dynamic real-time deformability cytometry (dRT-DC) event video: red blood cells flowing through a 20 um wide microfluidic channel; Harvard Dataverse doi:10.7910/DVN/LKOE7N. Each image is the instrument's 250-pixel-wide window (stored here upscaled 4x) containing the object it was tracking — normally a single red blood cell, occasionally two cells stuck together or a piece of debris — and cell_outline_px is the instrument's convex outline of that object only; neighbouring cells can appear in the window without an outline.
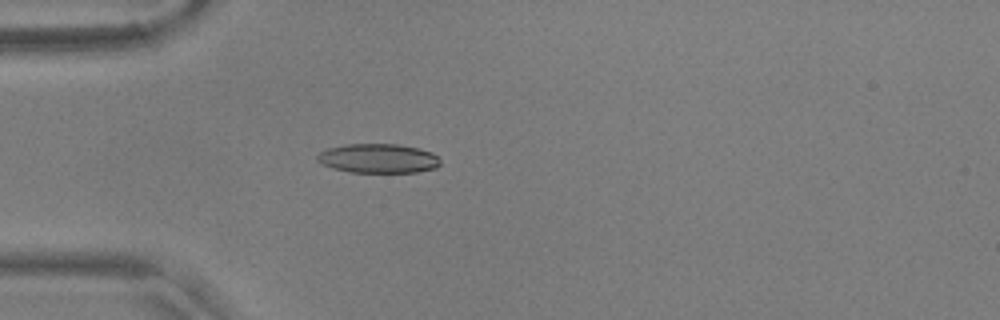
{"species": "common noctule bat (a hibernating species)", "species_latin": "Nyctalus noctula", "temperature_condition": "warm", "stored_images_in_passage": 55, "camera_frame_rate_fps": 3000, "um_per_image_px": 0.085, "animal": {"sex": "male", "body_mass_g": 17.9, "forearm_length_mm": 54.2}, "frame": {"image": 1, "passage_image": 16, "time_ms": 5.0, "image_size_px": [1000, 320], "cell_outline_px": [[440, 164], [436, 168], [416, 172], [352, 172], [332, 168], [316, 160], [316, 156], [320, 152], [328, 148], [344, 144], [396, 144], [420, 148], [432, 152], [440, 160]], "centroid_in_image_um": [32.16, 13.46], "position_along_channel_um": 52.8, "area_um2": 20.98}}
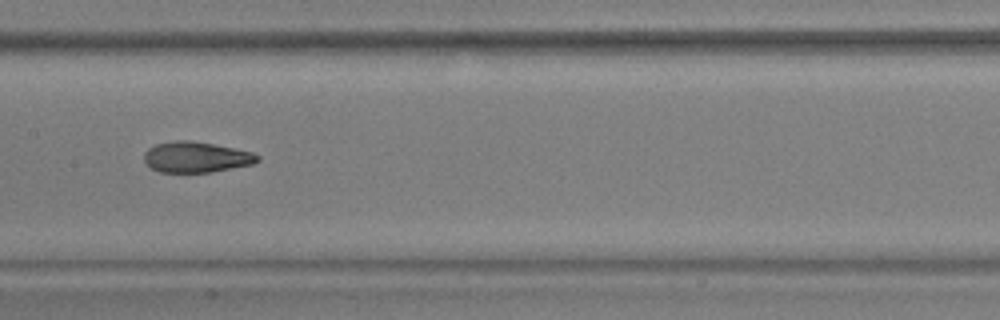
{"frame": {"image": 2, "passage_image": 28, "time_ms": 9.0, "image_size_px": [1000, 320], "cell_outline_px": [[260, 160], [252, 164], [208, 172], [160, 172], [152, 168], [144, 160], [144, 152], [148, 148], [156, 144], [176, 140], [188, 140], [212, 144], [252, 152], [260, 156]], "centroid_in_image_um": [16.65, 13.35], "position_along_channel_um": 190.7, "area_um2": 20.0}}
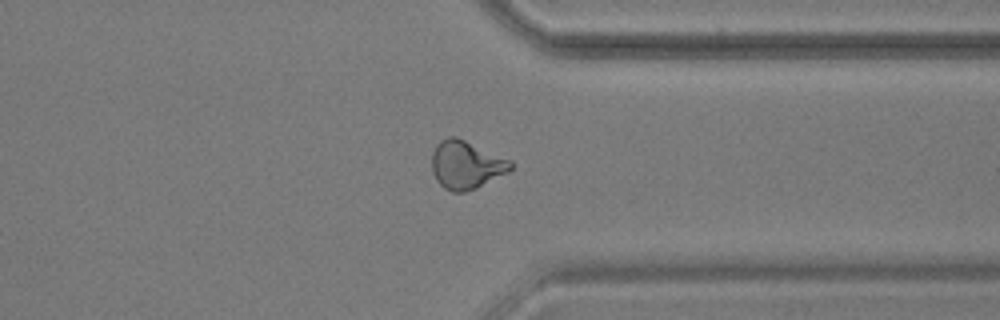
{"frame": {"image": 3, "passage_image": 43, "time_ms": 14.0, "image_size_px": [1000, 320], "cell_outline_px": [[512, 168], [508, 172], [476, 188], [464, 192], [452, 192], [444, 188], [436, 180], [432, 172], [432, 152], [436, 144], [440, 140], [448, 136], [456, 136], [512, 160]], "centroid_in_image_um": [39.6, 14.0], "position_along_channel_um": 371.8, "area_um2": 22.25}, "authors_computed_cell_mechanics": {"area_um2": 20.7502, "velocity_mm_per_s": 3.6571, "shape_relaxation_time_tau1_ms": 4.5757, "shape_relaxation_time_tau2_ms": 2.1251, "deformation_change_tau1": 0.1573, "deformation_change_tau2": 0.0775}}